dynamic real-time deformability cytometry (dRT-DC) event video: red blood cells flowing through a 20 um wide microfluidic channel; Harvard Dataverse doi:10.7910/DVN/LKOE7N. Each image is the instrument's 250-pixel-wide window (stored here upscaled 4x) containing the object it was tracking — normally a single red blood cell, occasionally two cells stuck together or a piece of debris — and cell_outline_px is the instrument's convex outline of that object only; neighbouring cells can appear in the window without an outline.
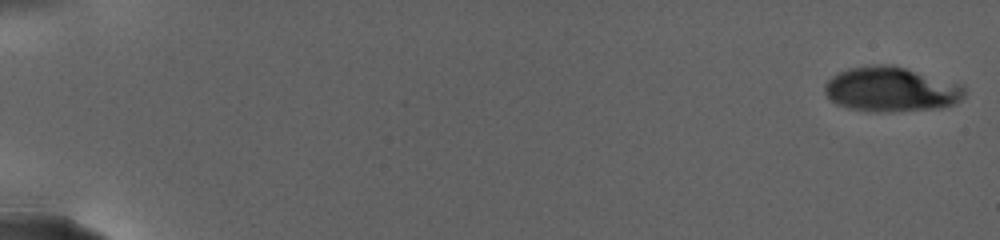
{"species": "human", "species_latin": "Homo sapiens", "temperature_condition": "warm", "stored_images_in_passage": 63, "camera_frame_rate_fps": 3000, "um_per_image_px": 0.085, "donor": {"sex": "female"}, "frame": {"image": 1, "passage_image": 1, "time_ms": 0.0, "image_size_px": [1000, 240], "cell_outline_px": [[964, 96], [956, 104], [940, 108], [876, 112], [848, 108], [836, 104], [824, 92], [824, 84], [832, 76], [848, 68], [868, 64], [892, 64], [964, 84]], "centroid_in_image_um": [75.76, 7.58], "position_along_channel_um": 9.2, "area_um2": 36.76}}
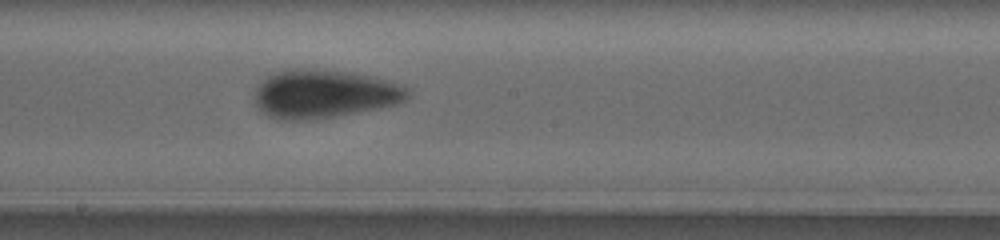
{"frame": {"image": 2, "passage_image": 27, "time_ms": 16.0, "image_size_px": [1000, 240], "cell_outline_px": [[412, 96], [408, 100], [400, 104], [380, 108], [316, 120], [276, 120], [268, 116], [256, 104], [256, 84], [264, 76], [284, 68], [316, 68], [352, 72], [376, 76], [404, 84], [412, 92]], "centroid_in_image_um": [27.62, 7.96], "position_along_channel_um": 220.6, "area_um2": 44.74}}
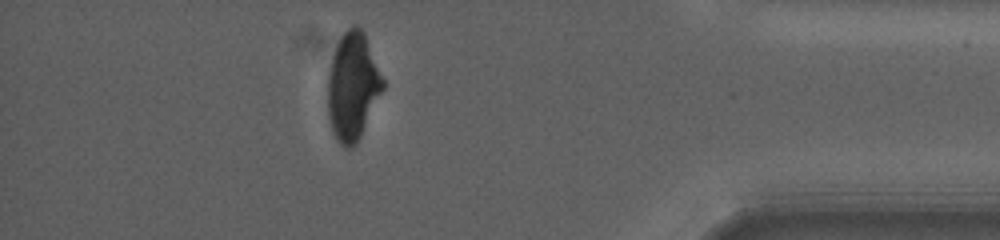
{"frame": {"image": 3, "passage_image": 53, "time_ms": 24.667, "image_size_px": [1000, 240], "cell_outline_px": [[384, 88], [356, 144], [352, 148], [344, 148], [336, 140], [328, 116], [328, 76], [332, 60], [340, 36], [352, 24], [356, 24], [364, 32], [384, 80]], "centroid_in_image_um": [29.98, 7.34], "position_along_channel_um": 405.2, "area_um2": 34.22}, "authors_computed_cell_mechanics": {"area_um2": 37.2232, "velocity_mm_per_s": 2.5168, "shape_relaxation_time_tau1_ms": 4.9445, "shape_relaxation_time_tau2_ms": 2.0079, "deformation_change_tau1": 0.1584, "deformation_change_tau2": 0.056}}